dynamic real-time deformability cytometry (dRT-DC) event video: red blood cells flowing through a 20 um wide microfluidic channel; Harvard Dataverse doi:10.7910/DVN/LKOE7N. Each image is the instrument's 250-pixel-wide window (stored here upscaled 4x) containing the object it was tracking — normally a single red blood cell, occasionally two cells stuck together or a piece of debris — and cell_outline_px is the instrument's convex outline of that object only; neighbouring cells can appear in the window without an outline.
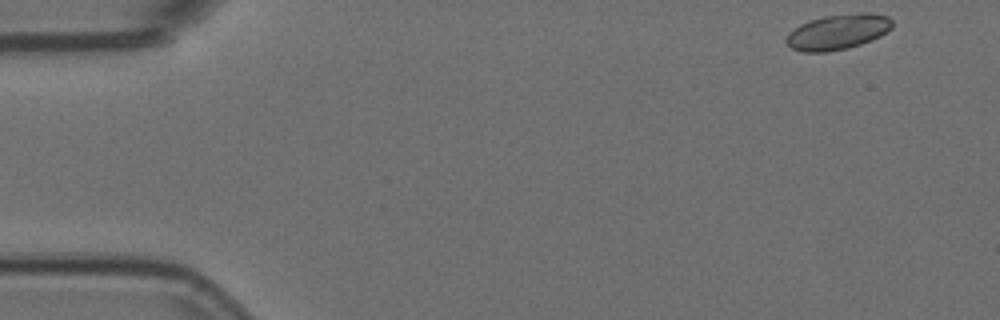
{"species": "Egyptian fruit bat (a non-hibernating species)", "species_latin": "Rousettus aegyptiacus", "temperature_condition": "room temperature", "stored_images_in_passage": 6, "camera_frame_rate_fps": 3000, "um_per_image_px": 0.085, "animal": {"sex": "female"}, "frame": {"image": 1, "passage_image": 1, "time_ms": 0.0, "image_size_px": [1000, 320], "cell_outline_px": [[892, 28], [880, 36], [872, 40], [848, 48], [824, 52], [804, 52], [792, 48], [784, 40], [788, 32], [800, 24], [808, 20], [824, 16], [860, 12], [872, 12], [888, 16], [892, 20]], "centroid_in_image_um": [71.22, 2.69], "position_along_channel_um": 13.8, "area_um2": 22.02}}
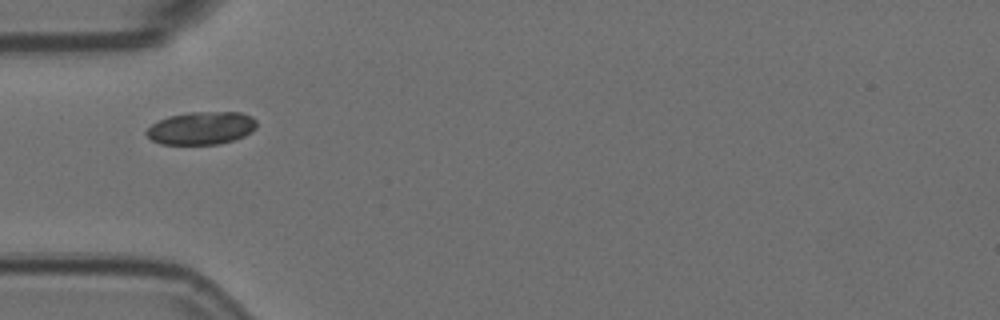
{"frame": {"image": 2, "passage_image": 5, "time_ms": 1.333, "image_size_px": [1000, 320], "cell_outline_px": [[256, 128], [252, 132], [244, 136], [232, 140], [216, 144], [160, 144], [152, 140], [144, 132], [152, 124], [168, 116], [188, 112], [240, 112], [252, 116], [256, 120]], "centroid_in_image_um": [17.12, 10.88], "position_along_channel_um": 67.9, "area_um2": 21.1}}
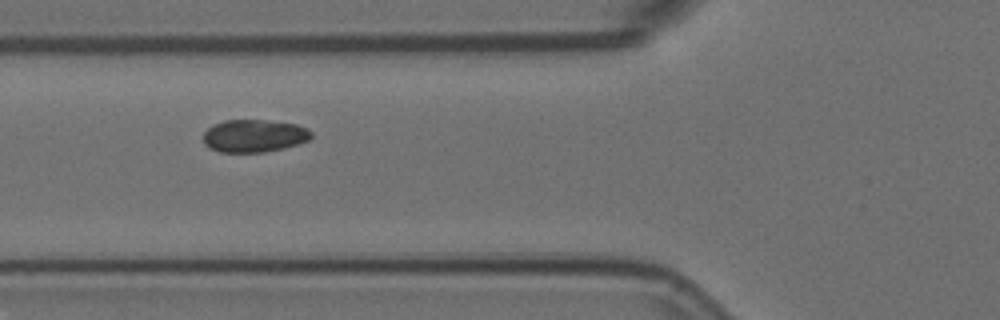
{"frame": {"image": 3, "passage_image": 6, "time_ms": 1.667, "image_size_px": [1000, 320], "cell_outline_px": [[312, 136], [308, 140], [300, 144], [284, 148], [264, 152], [220, 152], [208, 148], [204, 144], [204, 132], [212, 124], [224, 120], [264, 120], [296, 124], [308, 128], [312, 132]], "centroid_in_image_um": [21.6, 11.55], "position_along_channel_um": 104.2, "area_um2": 20.75}}